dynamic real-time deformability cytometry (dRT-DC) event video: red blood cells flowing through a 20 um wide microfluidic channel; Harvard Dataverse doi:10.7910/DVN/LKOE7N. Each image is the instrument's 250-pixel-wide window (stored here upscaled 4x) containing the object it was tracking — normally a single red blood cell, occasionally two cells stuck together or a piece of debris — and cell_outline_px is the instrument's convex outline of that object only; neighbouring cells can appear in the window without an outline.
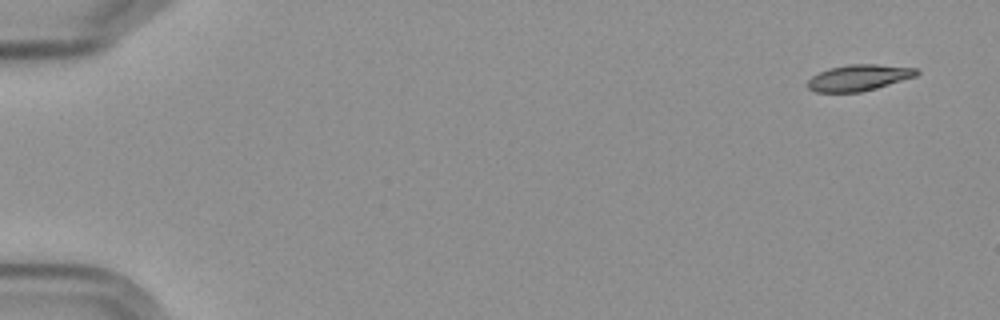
{"species": "Egyptian fruit bat (a non-hibernating species)", "species_latin": "Rousettus aegyptiacus", "temperature_condition": "cold", "stored_images_in_passage": 3, "camera_frame_rate_fps": 3000, "um_per_image_px": 0.085, "frame": {"image": 1, "passage_image": 1, "time_ms": 0.0, "image_size_px": [1000, 320], "cell_outline_px": [[920, 72], [916, 76], [876, 88], [860, 92], [816, 92], [808, 88], [808, 80], [812, 76], [828, 68], [848, 64], [876, 64], [920, 68]], "centroid_in_image_um": [73.02, 6.59], "position_along_channel_um": 12.0, "area_um2": 16.65}}